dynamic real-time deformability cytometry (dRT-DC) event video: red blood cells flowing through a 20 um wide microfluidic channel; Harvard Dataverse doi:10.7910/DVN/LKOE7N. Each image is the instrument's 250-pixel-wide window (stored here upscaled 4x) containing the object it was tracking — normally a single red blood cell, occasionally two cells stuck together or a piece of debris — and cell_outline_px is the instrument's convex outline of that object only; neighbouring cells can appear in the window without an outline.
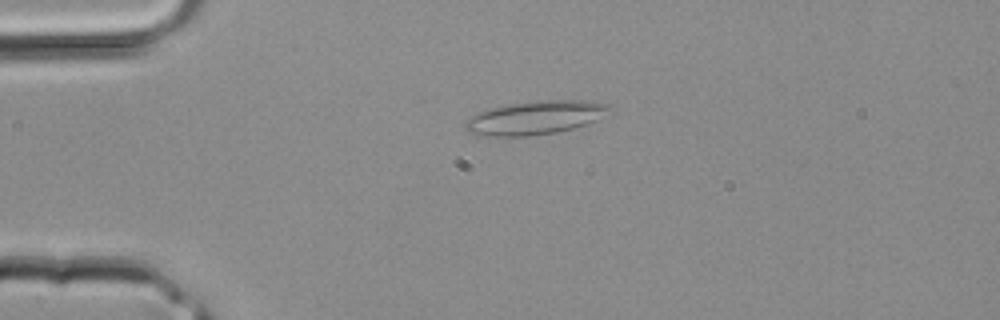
{"species": "common noctule bat (a hibernating species)", "species_latin": "Nyctalus noctula", "temperature_condition": "room temperature", "stored_images_in_passage": 1, "camera_frame_rate_fps": 3000, "um_per_image_px": 0.085, "animal": {"sex": "male", "body_mass_g": 20.4}, "frame": {"image": 1, "passage_image": 1, "time_ms": 0.0, "image_size_px": [1000, 320], "cell_outline_px": [[612, 108], [600, 120], [588, 124], [556, 132], [528, 136], [484, 136], [468, 132], [464, 128], [464, 120], [476, 112], [484, 108], [508, 104], [536, 100], [580, 100], [608, 104]], "centroid_in_image_um": [45.44, 9.99], "position_along_channel_um": 39.6, "area_um2": 28.73}}